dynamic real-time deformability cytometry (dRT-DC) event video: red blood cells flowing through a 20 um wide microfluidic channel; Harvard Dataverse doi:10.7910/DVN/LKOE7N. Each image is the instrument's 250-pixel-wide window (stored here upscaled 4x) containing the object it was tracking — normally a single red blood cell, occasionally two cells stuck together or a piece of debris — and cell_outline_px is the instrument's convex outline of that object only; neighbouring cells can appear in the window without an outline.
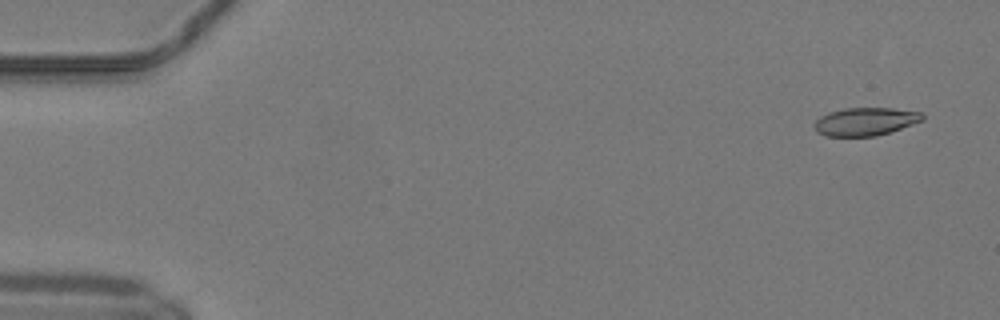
{"species": "common noctule bat (a hibernating species)", "species_latin": "Nyctalus noctula", "temperature_condition": "warm", "stored_images_in_passage": 50, "camera_frame_rate_fps": 3000, "um_per_image_px": 0.085, "animal": {"sex": "male", "body_mass_g": 19.2, "forearm_length_mm": 51.8}, "frame": {"image": 1, "passage_image": 3, "time_ms": 0.667, "image_size_px": [1000, 320], "cell_outline_px": [[924, 120], [876, 136], [824, 136], [816, 132], [816, 120], [820, 116], [828, 112], [844, 108], [892, 108], [920, 112], [924, 116]], "centroid_in_image_um": [73.54, 10.33], "position_along_channel_um": 11.5, "area_um2": 17.51}}
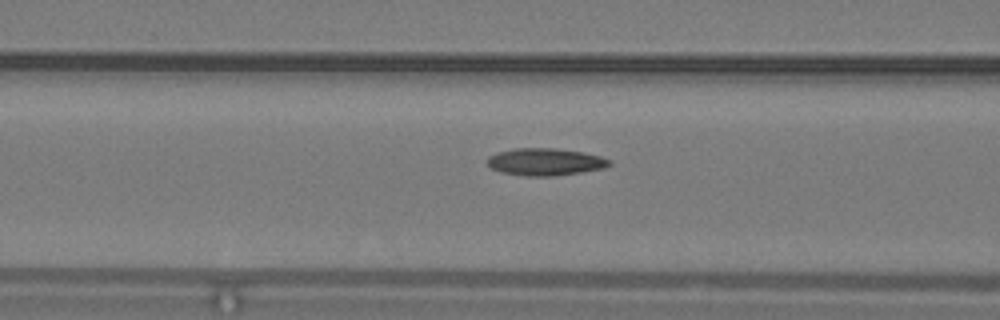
{"frame": {"image": 2, "passage_image": 21, "time_ms": 6.667, "image_size_px": [1000, 320], "cell_outline_px": [[612, 164], [604, 168], [580, 172], [552, 176], [524, 176], [500, 172], [492, 168], [488, 164], [488, 156], [496, 152], [516, 148], [556, 148], [584, 152], [600, 156], [608, 160]], "centroid_in_image_um": [46.32, 13.75], "position_along_channel_um": 120.3, "area_um2": 19.36}}
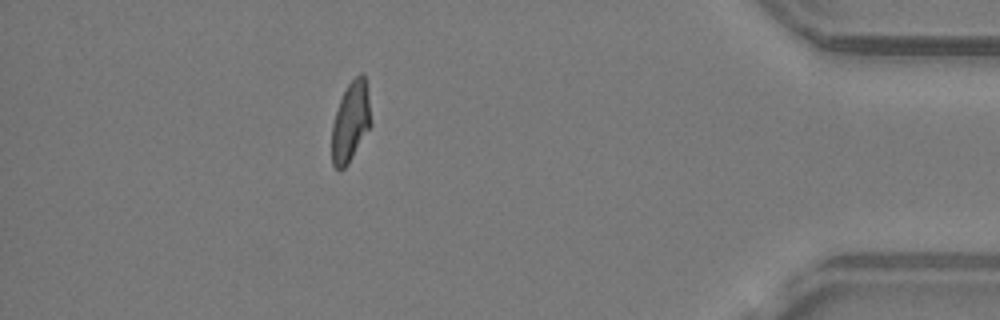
{"frame": {"image": 3, "passage_image": 45, "time_ms": 14.667, "image_size_px": [1000, 320], "cell_outline_px": [[372, 124], [348, 164], [340, 172], [332, 164], [332, 124], [340, 100], [348, 84], [360, 72], [364, 72], [368, 92]], "centroid_in_image_um": [29.81, 10.36], "position_along_channel_um": 405.4, "area_um2": 18.26}, "authors_computed_cell_mechanics": {"area_um2": 18.5249, "velocity_mm_per_s": 4.1565, "shape_relaxation_time_tau1_ms": 7.1476, "shape_relaxation_time_tau2_ms": 3.2041, "deformation_change_tau1": 0.2155, "deformation_change_tau2": 0.0837}}